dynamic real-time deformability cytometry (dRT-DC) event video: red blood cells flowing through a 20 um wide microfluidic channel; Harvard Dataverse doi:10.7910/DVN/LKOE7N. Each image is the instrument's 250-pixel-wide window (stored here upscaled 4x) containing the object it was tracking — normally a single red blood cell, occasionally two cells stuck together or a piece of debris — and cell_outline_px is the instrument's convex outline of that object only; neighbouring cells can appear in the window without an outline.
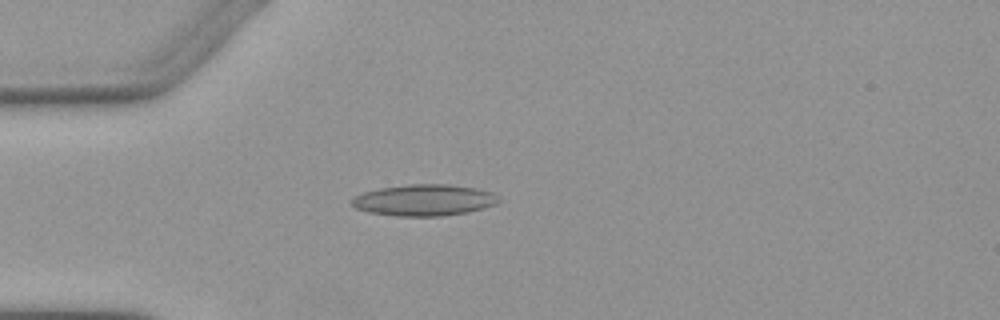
{"species": "Egyptian fruit bat (a non-hibernating species)", "species_latin": "Rousettus aegyptiacus", "temperature_condition": "warm", "stored_images_in_passage": 2, "camera_frame_rate_fps": 3000, "um_per_image_px": 0.085, "animal": {"sex": "female"}, "frame": {"image": 1, "passage_image": 1, "time_ms": 0.0, "image_size_px": [1000, 320], "cell_outline_px": [[500, 200], [496, 204], [484, 208], [468, 212], [444, 216], [396, 216], [368, 212], [356, 208], [352, 204], [352, 200], [356, 196], [364, 192], [380, 188], [408, 184], [448, 184], [476, 188], [492, 192]], "centroid_in_image_um": [36.07, 17.01], "position_along_channel_um": 48.9, "area_um2": 26.82}}